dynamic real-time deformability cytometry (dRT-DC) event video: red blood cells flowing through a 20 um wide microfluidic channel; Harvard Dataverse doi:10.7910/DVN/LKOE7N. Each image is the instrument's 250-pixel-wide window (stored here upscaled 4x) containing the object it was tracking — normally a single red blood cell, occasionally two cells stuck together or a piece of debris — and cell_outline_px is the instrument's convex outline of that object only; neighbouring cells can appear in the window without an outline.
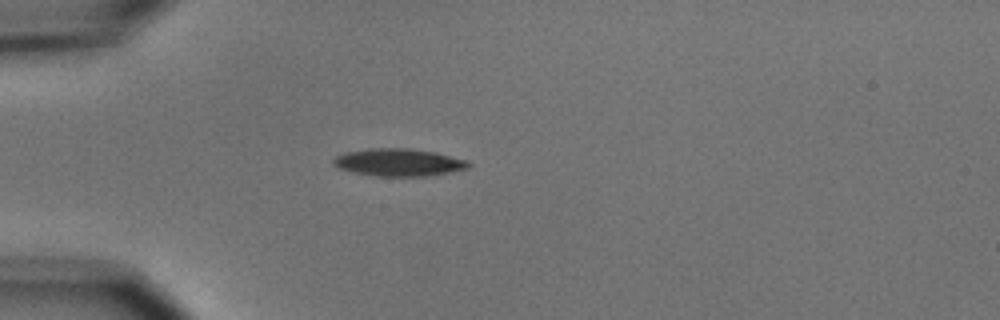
{"species": "common noctule bat (a hibernating species)", "species_latin": "Nyctalus noctula", "temperature_condition": "cold", "stored_images_in_passage": 3, "camera_frame_rate_fps": 3000, "um_per_image_px": 0.085, "animal": {"sex": "male", "body_mass_g": 15.6}, "frame": {"image": 1, "passage_image": 1, "time_ms": 0.0, "image_size_px": [1000, 320], "cell_outline_px": [[472, 164], [468, 168], [428, 176], [376, 176], [352, 172], [340, 168], [332, 164], [332, 160], [336, 156], [344, 152], [368, 148], [412, 148], [436, 152], [468, 160]], "centroid_in_image_um": [33.88, 13.79], "position_along_channel_um": 51.1, "area_um2": 21.85}}
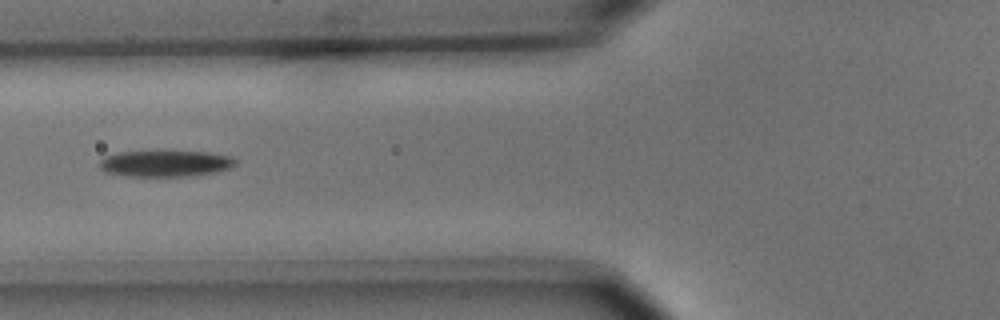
{"frame": {"image": 2, "passage_image": 3, "time_ms": 2.0, "image_size_px": [1000, 320], "cell_outline_px": [[236, 164], [232, 168], [216, 172], [188, 176], [128, 176], [108, 172], [100, 168], [100, 160], [104, 156], [120, 152], [208, 152], [232, 156], [236, 160]], "centroid_in_image_um": [14.11, 13.9], "position_along_channel_um": 111.7, "area_um2": 20.63}}